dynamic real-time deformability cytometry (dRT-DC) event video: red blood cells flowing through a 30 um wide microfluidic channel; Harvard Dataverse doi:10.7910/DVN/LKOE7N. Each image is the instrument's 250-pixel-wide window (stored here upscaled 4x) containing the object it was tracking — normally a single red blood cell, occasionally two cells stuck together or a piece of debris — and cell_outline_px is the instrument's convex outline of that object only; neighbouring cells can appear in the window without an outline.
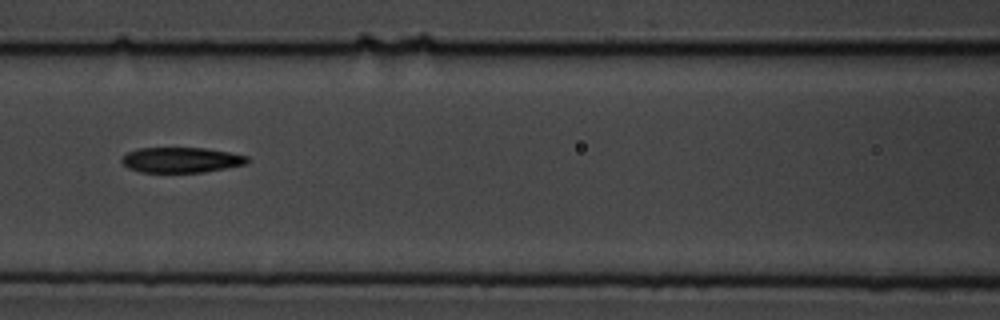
{"species": "common noctule bat (a hibernating species)", "species_latin": "Nyctalus noctula", "temperature_condition": "cold", "stored_images_in_passage": 13, "segment_of_instrument_passage": [1, 2], "camera_frame_rate_fps": 3000, "um_per_image_px": 0.085, "animal": {"sex": "male", "body_mass_g": 19.5, "forearm_length_mm": 54.6}, "frame": {"image": 1, "passage_image": 6, "time_ms": 6.333, "image_size_px": [1000, 320], "cell_outline_px": [[248, 160], [244, 164], [204, 172], [140, 172], [128, 168], [120, 160], [128, 152], [140, 148], [204, 148], [228, 152], [248, 156]], "centroid_in_image_um": [15.37, 13.59], "position_along_channel_um": 151.2, "area_um2": 18.26}}
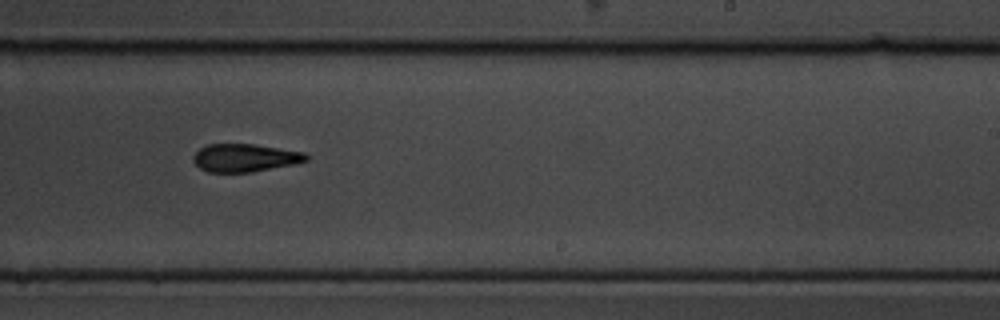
{"frame": {"image": 2, "passage_image": 9, "time_ms": 9.667, "image_size_px": [1000, 320], "cell_outline_px": [[308, 160], [292, 164], [252, 172], [208, 172], [200, 168], [192, 160], [192, 156], [200, 148], [208, 144], [256, 144], [304, 152], [308, 156]], "centroid_in_image_um": [20.79, 13.41], "position_along_channel_um": 268.2, "area_um2": 18.32}}
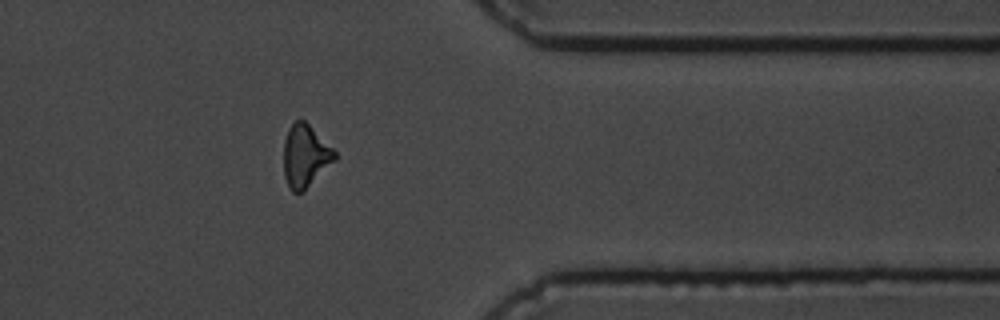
{"frame": {"image": 3, "passage_image": 12, "time_ms": 13.333, "image_size_px": [1000, 320], "cell_outline_px": [[336, 160], [304, 192], [292, 192], [288, 188], [284, 176], [284, 140], [288, 128], [296, 120], [304, 120], [336, 152]], "centroid_in_image_um": [25.94, 13.3], "position_along_channel_um": 385.5, "area_um2": 18.67}}